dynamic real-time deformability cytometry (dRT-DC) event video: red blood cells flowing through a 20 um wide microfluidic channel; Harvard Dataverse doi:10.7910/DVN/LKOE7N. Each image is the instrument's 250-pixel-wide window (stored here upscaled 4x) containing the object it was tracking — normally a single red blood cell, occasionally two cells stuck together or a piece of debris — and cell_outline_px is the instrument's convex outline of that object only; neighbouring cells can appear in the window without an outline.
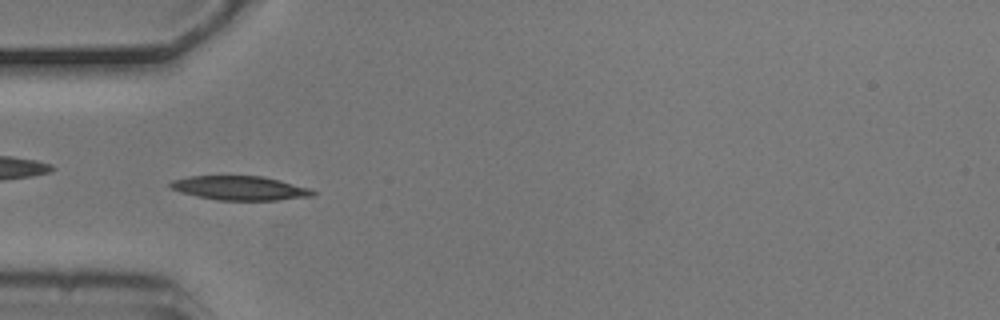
{"species": "common noctule bat (a hibernating species)", "species_latin": "Nyctalus noctula", "temperature_condition": "cold", "stored_images_in_passage": 7, "camera_frame_rate_fps": 3000, "um_per_image_px": 0.085, "animal": {"sex": "male", "body_mass_g": 20.5, "forearm_length_mm": 52.5}, "frame": {"image": 1, "passage_image": 6, "time_ms": 1.667, "image_size_px": [1000, 320], "cell_outline_px": [[316, 192], [312, 196], [276, 200], [216, 200], [180, 192], [168, 188], [168, 184], [172, 180], [188, 176], [264, 176], [312, 188]], "centroid_in_image_um": [20.38, 15.98], "position_along_channel_um": 64.6, "area_um2": 20.17}}